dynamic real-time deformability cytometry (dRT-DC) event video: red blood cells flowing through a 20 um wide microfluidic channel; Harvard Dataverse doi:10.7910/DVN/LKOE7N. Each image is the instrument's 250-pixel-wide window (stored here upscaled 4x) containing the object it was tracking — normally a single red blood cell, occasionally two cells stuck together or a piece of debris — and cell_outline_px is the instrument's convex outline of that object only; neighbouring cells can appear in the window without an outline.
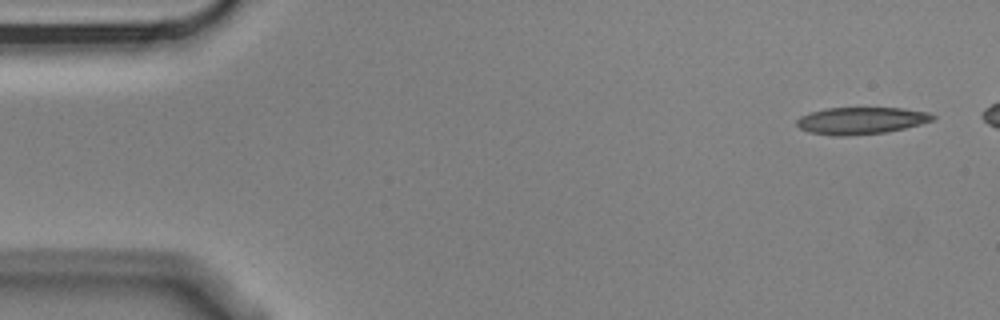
{"species": "Egyptian fruit bat (a non-hibernating species)", "species_latin": "Rousettus aegyptiacus", "temperature_condition": "cold", "stored_images_in_passage": 5, "camera_frame_rate_fps": 3000, "um_per_image_px": 0.085, "animal": {"sex": "male"}, "frame": {"image": 1, "passage_image": 1, "time_ms": 0.0, "image_size_px": [1000, 320], "cell_outline_px": [[936, 116], [932, 120], [920, 124], [888, 132], [844, 136], [836, 136], [808, 132], [800, 128], [796, 124], [796, 120], [800, 116], [812, 112], [828, 108], [904, 108], [928, 112]], "centroid_in_image_um": [73.18, 10.25], "position_along_channel_um": 11.8, "area_um2": 21.33}}